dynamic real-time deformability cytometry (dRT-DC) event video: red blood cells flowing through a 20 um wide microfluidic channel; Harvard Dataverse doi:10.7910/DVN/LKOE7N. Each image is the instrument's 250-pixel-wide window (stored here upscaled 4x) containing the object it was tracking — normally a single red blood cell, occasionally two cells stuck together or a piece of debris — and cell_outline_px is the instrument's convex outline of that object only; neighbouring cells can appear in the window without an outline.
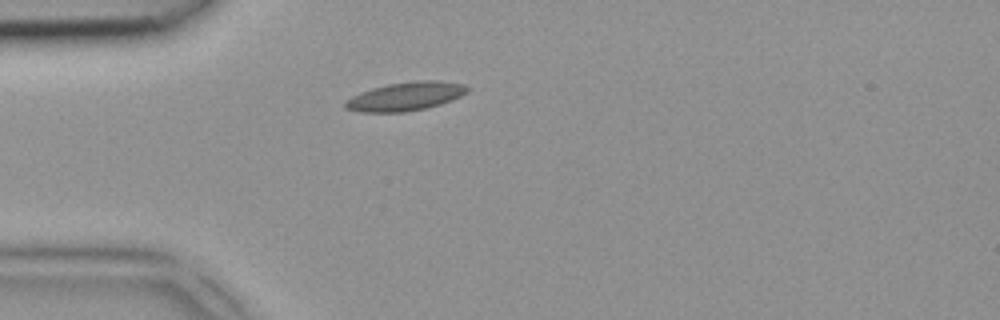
{"species": "common noctule bat (a hibernating species)", "species_latin": "Nyctalus noctula", "temperature_condition": "room temperature", "stored_images_in_passage": 4, "camera_frame_rate_fps": 3000, "um_per_image_px": 0.085, "animal": {"sex": "female", "body_mass_g": 18.4}, "frame": {"image": 1, "passage_image": 4, "time_ms": 1.0, "image_size_px": [1000, 320], "cell_outline_px": [[468, 92], [452, 100], [428, 108], [404, 112], [360, 112], [344, 108], [344, 100], [360, 92], [372, 88], [388, 84], [416, 80], [436, 80], [464, 84], [468, 88]], "centroid_in_image_um": [34.45, 8.19], "position_along_channel_um": 50.6, "area_um2": 20.46}}